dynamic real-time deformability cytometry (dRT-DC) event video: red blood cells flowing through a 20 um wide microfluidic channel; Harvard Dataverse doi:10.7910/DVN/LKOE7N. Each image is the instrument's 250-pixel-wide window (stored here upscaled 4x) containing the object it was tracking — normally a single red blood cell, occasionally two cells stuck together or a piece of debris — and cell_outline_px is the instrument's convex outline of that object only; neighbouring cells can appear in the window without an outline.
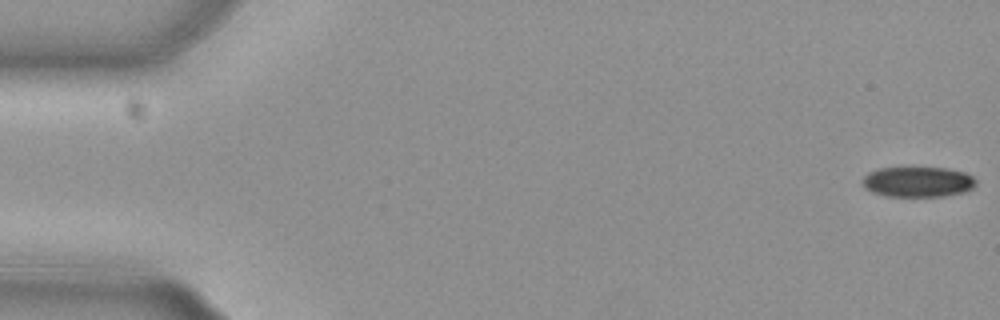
{"species": "common noctule bat (a hibernating species)", "species_latin": "Nyctalus noctula", "temperature_condition": "cold", "stored_images_in_passage": 6, "camera_frame_rate_fps": 3000, "um_per_image_px": 0.085, "animal": {"sex": "female", "body_mass_g": 29.2, "forearm_length_mm": 56.3}, "frame": {"image": 1, "passage_image": 1, "time_ms": 0.0, "image_size_px": [1000, 320], "cell_outline_px": [[976, 184], [972, 188], [964, 192], [944, 196], [888, 196], [872, 192], [864, 188], [864, 176], [868, 172], [876, 168], [944, 168], [964, 172], [972, 176], [976, 180]], "centroid_in_image_um": [78.02, 15.46], "position_along_channel_um": 7.0, "area_um2": 19.94}}